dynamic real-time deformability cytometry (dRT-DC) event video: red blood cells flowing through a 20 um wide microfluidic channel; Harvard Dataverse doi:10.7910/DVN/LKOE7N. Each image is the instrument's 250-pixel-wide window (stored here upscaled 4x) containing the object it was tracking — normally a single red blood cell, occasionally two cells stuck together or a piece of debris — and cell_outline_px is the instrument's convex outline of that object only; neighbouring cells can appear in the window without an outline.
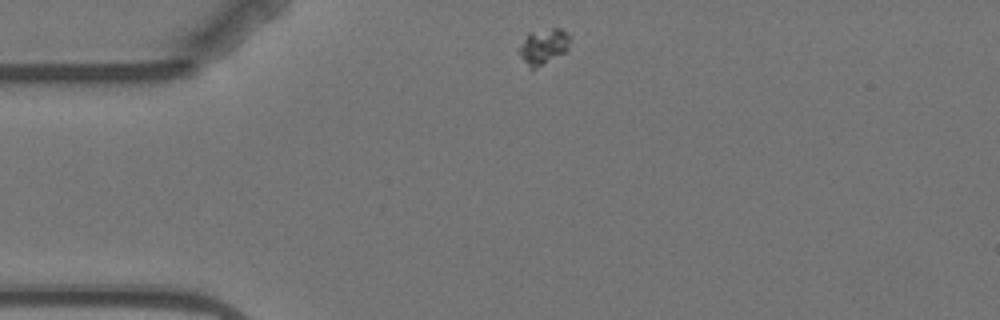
{"species": "Egyptian fruit bat (a non-hibernating species)", "species_latin": "Rousettus aegyptiacus", "temperature_condition": "warm", "stored_images_in_passage": 2, "segment_of_instrument_passage": [2, 2], "camera_frame_rate_fps": 3000, "um_per_image_px": 0.085, "animal": {"sex": "female"}, "frame": {"image": 1, "passage_image": 2, "time_ms": 1.333, "image_size_px": [1000, 320], "cell_outline_px": [[572, 36], [568, 48], [564, 52], [532, 72], [528, 68], [520, 56], [520, 48], [528, 32], [552, 28], [560, 28]], "centroid_in_image_um": [46.21, 3.97], "position_along_channel_um": 38.8, "area_um2": 10.69}}